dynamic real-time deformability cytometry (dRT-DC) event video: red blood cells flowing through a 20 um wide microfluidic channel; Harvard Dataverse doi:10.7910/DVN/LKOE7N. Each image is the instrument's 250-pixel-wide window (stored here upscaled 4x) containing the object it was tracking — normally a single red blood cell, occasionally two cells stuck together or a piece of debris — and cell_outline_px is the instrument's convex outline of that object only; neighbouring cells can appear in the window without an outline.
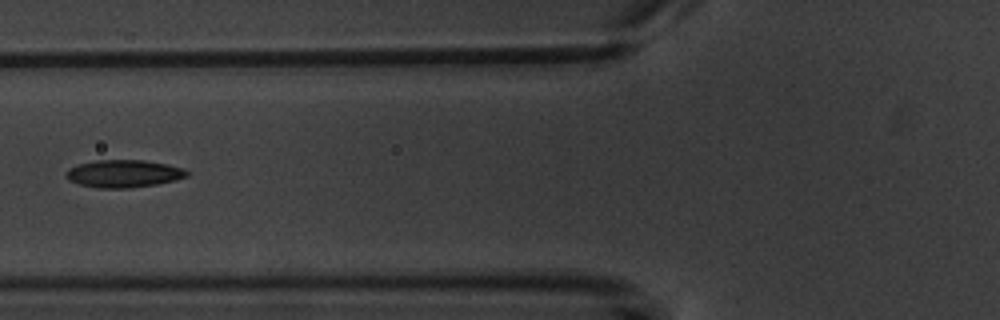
{"species": "common noctule bat (a hibernating species)", "species_latin": "Nyctalus noctula", "temperature_condition": "warm", "stored_images_in_passage": 7, "camera_frame_rate_fps": 3000, "um_per_image_px": 0.085, "animal": {"sex": "male", "body_mass_g": 20.1, "forearm_length_mm": 53.5}, "frame": {"image": 1, "passage_image": 5, "time_ms": 5.0, "image_size_px": [1000, 320], "cell_outline_px": [[188, 176], [176, 180], [156, 184], [128, 188], [96, 188], [80, 184], [68, 180], [68, 168], [76, 164], [96, 160], [144, 160], [168, 164], [184, 168], [188, 172]], "centroid_in_image_um": [10.53, 14.75], "position_along_channel_um": 115.3, "area_um2": 19.42}}
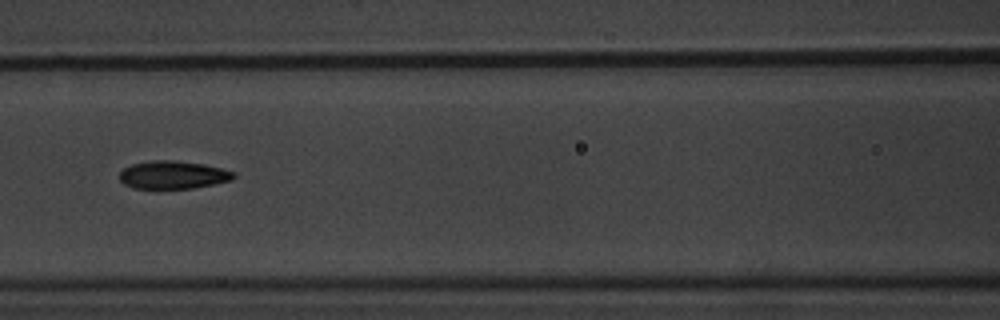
{"frame": {"image": 2, "passage_image": 6, "time_ms": 6.0, "image_size_px": [1000, 320], "cell_outline_px": [[236, 176], [232, 180], [216, 184], [196, 188], [132, 188], [124, 184], [120, 180], [120, 172], [124, 168], [132, 164], [152, 160], [172, 160], [204, 164], [236, 172]], "centroid_in_image_um": [14.74, 14.87], "position_along_channel_um": 151.9, "area_um2": 18.67}}